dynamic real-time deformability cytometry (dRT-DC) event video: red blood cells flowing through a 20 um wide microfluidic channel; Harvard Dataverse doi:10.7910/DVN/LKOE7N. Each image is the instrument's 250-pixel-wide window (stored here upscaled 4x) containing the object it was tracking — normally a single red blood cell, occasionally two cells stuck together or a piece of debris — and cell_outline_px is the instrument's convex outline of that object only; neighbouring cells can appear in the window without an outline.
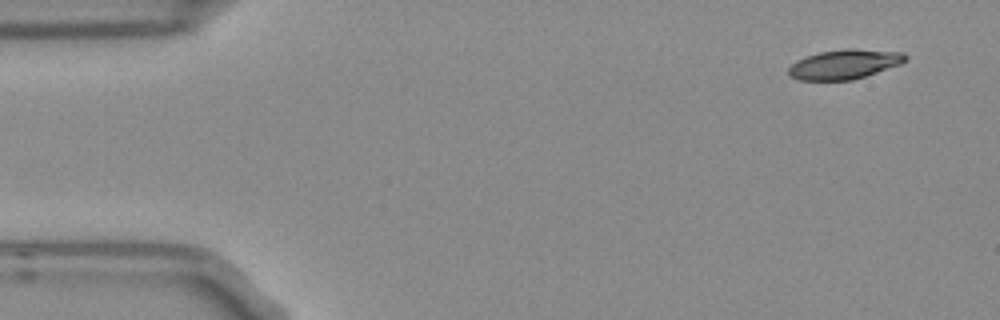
{"species": "Egyptian fruit bat (a non-hibernating species)", "species_latin": "Rousettus aegyptiacus", "temperature_condition": "room temperature", "stored_images_in_passage": 10, "camera_frame_rate_fps": 3000, "um_per_image_px": 0.085, "frame": {"image": 1, "passage_image": 1, "time_ms": 0.0, "image_size_px": [1000, 320], "cell_outline_px": [[908, 60], [900, 64], [852, 80], [800, 80], [788, 76], [788, 68], [796, 60], [820, 52], [848, 48], [852, 48], [904, 52], [908, 56]], "centroid_in_image_um": [71.78, 5.45], "position_along_channel_um": 13.2, "area_um2": 20.11}}